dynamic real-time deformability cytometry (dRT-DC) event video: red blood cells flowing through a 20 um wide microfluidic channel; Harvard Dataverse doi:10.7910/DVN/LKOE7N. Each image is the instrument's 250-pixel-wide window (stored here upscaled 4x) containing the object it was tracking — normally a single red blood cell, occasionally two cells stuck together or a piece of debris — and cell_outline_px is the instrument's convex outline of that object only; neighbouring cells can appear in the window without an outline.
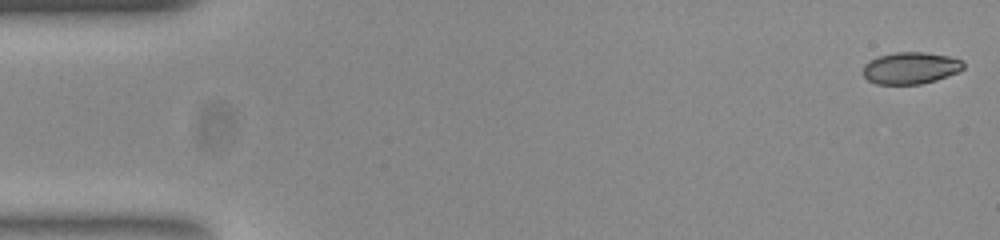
{"species": "common noctule bat (a hibernating species)", "species_latin": "Nyctalus noctula", "temperature_condition": "room temperature", "stored_images_in_passage": 53, "camera_frame_rate_fps": 3000, "um_per_image_px": 0.085, "animal": {"sex": "female", "body_mass_g": 23.0, "forearm_length_mm": 53.4}, "frame": {"image": 1, "passage_image": 1, "time_ms": 0.0, "image_size_px": [1000, 240], "cell_outline_px": [[964, 68], [960, 72], [936, 80], [920, 84], [876, 84], [868, 80], [864, 76], [864, 64], [868, 60], [880, 56], [896, 52], [924, 52], [948, 56], [960, 60], [964, 64]], "centroid_in_image_um": [77.41, 5.78], "position_along_channel_um": 7.6, "area_um2": 18.61}}
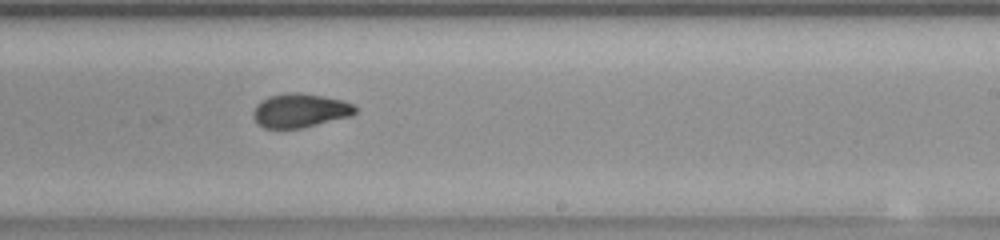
{"frame": {"image": 2, "passage_image": 32, "time_ms": 10.333, "image_size_px": [1000, 240], "cell_outline_px": [[356, 112], [352, 116], [300, 128], [264, 128], [252, 116], [252, 112], [256, 104], [260, 100], [268, 96], [288, 92], [300, 92], [324, 96], [340, 100], [352, 104], [356, 108]], "centroid_in_image_um": [25.47, 9.38], "position_along_channel_um": 263.5, "area_um2": 20.17}}
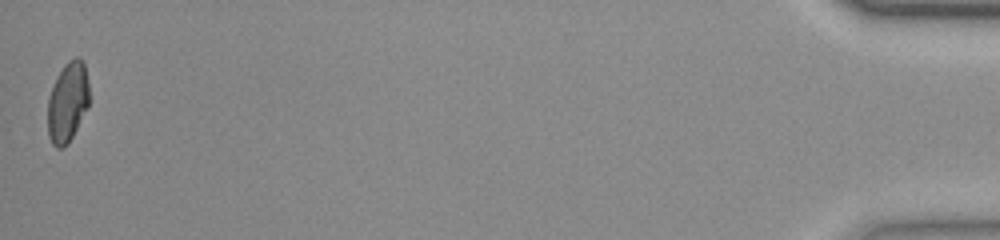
{"frame": {"image": 3, "passage_image": 53, "time_ms": 17.333, "image_size_px": [1000, 240], "cell_outline_px": [[88, 108], [68, 144], [64, 148], [56, 148], [52, 144], [48, 136], [48, 100], [56, 76], [64, 64], [68, 60], [76, 56], [80, 56], [84, 64], [88, 84]], "centroid_in_image_um": [5.74, 8.68], "position_along_channel_um": 429.5, "area_um2": 19.48}, "authors_computed_cell_mechanics": {"area_um2": 19.9988, "velocity_mm_per_s": 3.8129, "shape_relaxation_time_tau1_ms": 5.9518, "shape_relaxation_time_tau2_ms": 1.3755, "deformation_change_tau1": 0.1612, "deformation_change_tau2": 0.0629}}